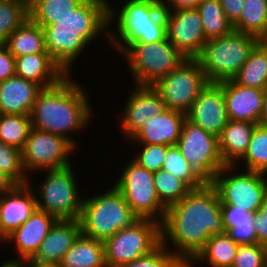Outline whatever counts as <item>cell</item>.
Segmentation results:
<instances>
[{"label": "cell", "mask_w": 267, "mask_h": 267, "mask_svg": "<svg viewBox=\"0 0 267 267\" xmlns=\"http://www.w3.org/2000/svg\"><path fill=\"white\" fill-rule=\"evenodd\" d=\"M120 171L114 186L122 193L130 209L140 219L163 222L166 207L160 202L155 186L154 173L141 167L133 159Z\"/></svg>", "instance_id": "10"}, {"label": "cell", "mask_w": 267, "mask_h": 267, "mask_svg": "<svg viewBox=\"0 0 267 267\" xmlns=\"http://www.w3.org/2000/svg\"><path fill=\"white\" fill-rule=\"evenodd\" d=\"M167 38L186 58L196 59L207 42L197 8L165 11Z\"/></svg>", "instance_id": "15"}, {"label": "cell", "mask_w": 267, "mask_h": 267, "mask_svg": "<svg viewBox=\"0 0 267 267\" xmlns=\"http://www.w3.org/2000/svg\"><path fill=\"white\" fill-rule=\"evenodd\" d=\"M238 246L239 244L227 232L212 235L188 267H194L199 263L208 264L211 267H230L234 262Z\"/></svg>", "instance_id": "28"}, {"label": "cell", "mask_w": 267, "mask_h": 267, "mask_svg": "<svg viewBox=\"0 0 267 267\" xmlns=\"http://www.w3.org/2000/svg\"><path fill=\"white\" fill-rule=\"evenodd\" d=\"M60 264L62 267H106L103 241L81 233Z\"/></svg>", "instance_id": "26"}, {"label": "cell", "mask_w": 267, "mask_h": 267, "mask_svg": "<svg viewBox=\"0 0 267 267\" xmlns=\"http://www.w3.org/2000/svg\"><path fill=\"white\" fill-rule=\"evenodd\" d=\"M37 209L36 196L29 184L16 185L0 197V238L4 240L25 223Z\"/></svg>", "instance_id": "20"}, {"label": "cell", "mask_w": 267, "mask_h": 267, "mask_svg": "<svg viewBox=\"0 0 267 267\" xmlns=\"http://www.w3.org/2000/svg\"><path fill=\"white\" fill-rule=\"evenodd\" d=\"M15 76V57L5 44H0V81Z\"/></svg>", "instance_id": "45"}, {"label": "cell", "mask_w": 267, "mask_h": 267, "mask_svg": "<svg viewBox=\"0 0 267 267\" xmlns=\"http://www.w3.org/2000/svg\"><path fill=\"white\" fill-rule=\"evenodd\" d=\"M226 232L238 244L258 243L253 222H250V225L231 226Z\"/></svg>", "instance_id": "43"}, {"label": "cell", "mask_w": 267, "mask_h": 267, "mask_svg": "<svg viewBox=\"0 0 267 267\" xmlns=\"http://www.w3.org/2000/svg\"><path fill=\"white\" fill-rule=\"evenodd\" d=\"M185 120V113L166 109L150 118L129 141L135 144L176 145Z\"/></svg>", "instance_id": "22"}, {"label": "cell", "mask_w": 267, "mask_h": 267, "mask_svg": "<svg viewBox=\"0 0 267 267\" xmlns=\"http://www.w3.org/2000/svg\"><path fill=\"white\" fill-rule=\"evenodd\" d=\"M164 11L196 8L201 0H161Z\"/></svg>", "instance_id": "47"}, {"label": "cell", "mask_w": 267, "mask_h": 267, "mask_svg": "<svg viewBox=\"0 0 267 267\" xmlns=\"http://www.w3.org/2000/svg\"><path fill=\"white\" fill-rule=\"evenodd\" d=\"M162 170L183 180L191 189H197L206 184L182 156L177 145L169 146L167 148Z\"/></svg>", "instance_id": "36"}, {"label": "cell", "mask_w": 267, "mask_h": 267, "mask_svg": "<svg viewBox=\"0 0 267 267\" xmlns=\"http://www.w3.org/2000/svg\"><path fill=\"white\" fill-rule=\"evenodd\" d=\"M259 43V38L233 30L227 35L207 40L196 58L209 83L233 79Z\"/></svg>", "instance_id": "6"}, {"label": "cell", "mask_w": 267, "mask_h": 267, "mask_svg": "<svg viewBox=\"0 0 267 267\" xmlns=\"http://www.w3.org/2000/svg\"><path fill=\"white\" fill-rule=\"evenodd\" d=\"M186 119L219 137L229 121L222 87L208 83L186 113Z\"/></svg>", "instance_id": "17"}, {"label": "cell", "mask_w": 267, "mask_h": 267, "mask_svg": "<svg viewBox=\"0 0 267 267\" xmlns=\"http://www.w3.org/2000/svg\"><path fill=\"white\" fill-rule=\"evenodd\" d=\"M122 267H188V264L161 243L148 255L124 264Z\"/></svg>", "instance_id": "39"}, {"label": "cell", "mask_w": 267, "mask_h": 267, "mask_svg": "<svg viewBox=\"0 0 267 267\" xmlns=\"http://www.w3.org/2000/svg\"><path fill=\"white\" fill-rule=\"evenodd\" d=\"M88 196H83L79 219L82 234L88 237L104 241L140 220L114 185L99 195Z\"/></svg>", "instance_id": "5"}, {"label": "cell", "mask_w": 267, "mask_h": 267, "mask_svg": "<svg viewBox=\"0 0 267 267\" xmlns=\"http://www.w3.org/2000/svg\"><path fill=\"white\" fill-rule=\"evenodd\" d=\"M236 167L225 165L211 184L219 194L221 205L237 206L255 213L261 208L267 192V174L250 170L237 172Z\"/></svg>", "instance_id": "11"}, {"label": "cell", "mask_w": 267, "mask_h": 267, "mask_svg": "<svg viewBox=\"0 0 267 267\" xmlns=\"http://www.w3.org/2000/svg\"><path fill=\"white\" fill-rule=\"evenodd\" d=\"M16 185L10 177L0 171V197L10 192Z\"/></svg>", "instance_id": "48"}, {"label": "cell", "mask_w": 267, "mask_h": 267, "mask_svg": "<svg viewBox=\"0 0 267 267\" xmlns=\"http://www.w3.org/2000/svg\"><path fill=\"white\" fill-rule=\"evenodd\" d=\"M176 145L182 156L206 183H211L225 166L219 151L218 137L187 119Z\"/></svg>", "instance_id": "13"}, {"label": "cell", "mask_w": 267, "mask_h": 267, "mask_svg": "<svg viewBox=\"0 0 267 267\" xmlns=\"http://www.w3.org/2000/svg\"><path fill=\"white\" fill-rule=\"evenodd\" d=\"M41 89L36 82L16 75L0 81V114L30 115Z\"/></svg>", "instance_id": "23"}, {"label": "cell", "mask_w": 267, "mask_h": 267, "mask_svg": "<svg viewBox=\"0 0 267 267\" xmlns=\"http://www.w3.org/2000/svg\"><path fill=\"white\" fill-rule=\"evenodd\" d=\"M84 0H28L29 18L38 25L56 24V20L73 13Z\"/></svg>", "instance_id": "29"}, {"label": "cell", "mask_w": 267, "mask_h": 267, "mask_svg": "<svg viewBox=\"0 0 267 267\" xmlns=\"http://www.w3.org/2000/svg\"><path fill=\"white\" fill-rule=\"evenodd\" d=\"M243 169L267 174V127L257 124L245 155L239 160Z\"/></svg>", "instance_id": "34"}, {"label": "cell", "mask_w": 267, "mask_h": 267, "mask_svg": "<svg viewBox=\"0 0 267 267\" xmlns=\"http://www.w3.org/2000/svg\"><path fill=\"white\" fill-rule=\"evenodd\" d=\"M28 267L27 262L25 261H18V260H7L6 262H1L0 267Z\"/></svg>", "instance_id": "49"}, {"label": "cell", "mask_w": 267, "mask_h": 267, "mask_svg": "<svg viewBox=\"0 0 267 267\" xmlns=\"http://www.w3.org/2000/svg\"><path fill=\"white\" fill-rule=\"evenodd\" d=\"M76 147L65 137L31 128L21 151L23 168L32 171L61 169L70 166L69 159Z\"/></svg>", "instance_id": "14"}, {"label": "cell", "mask_w": 267, "mask_h": 267, "mask_svg": "<svg viewBox=\"0 0 267 267\" xmlns=\"http://www.w3.org/2000/svg\"><path fill=\"white\" fill-rule=\"evenodd\" d=\"M28 18V0H0V44Z\"/></svg>", "instance_id": "35"}, {"label": "cell", "mask_w": 267, "mask_h": 267, "mask_svg": "<svg viewBox=\"0 0 267 267\" xmlns=\"http://www.w3.org/2000/svg\"><path fill=\"white\" fill-rule=\"evenodd\" d=\"M225 232L219 194L211 183H206L166 208L161 243L189 264L212 235Z\"/></svg>", "instance_id": "1"}, {"label": "cell", "mask_w": 267, "mask_h": 267, "mask_svg": "<svg viewBox=\"0 0 267 267\" xmlns=\"http://www.w3.org/2000/svg\"><path fill=\"white\" fill-rule=\"evenodd\" d=\"M233 80L243 86L267 88V51L257 44Z\"/></svg>", "instance_id": "30"}, {"label": "cell", "mask_w": 267, "mask_h": 267, "mask_svg": "<svg viewBox=\"0 0 267 267\" xmlns=\"http://www.w3.org/2000/svg\"><path fill=\"white\" fill-rule=\"evenodd\" d=\"M253 223L257 234V242L267 246V192L261 208L254 213Z\"/></svg>", "instance_id": "44"}, {"label": "cell", "mask_w": 267, "mask_h": 267, "mask_svg": "<svg viewBox=\"0 0 267 267\" xmlns=\"http://www.w3.org/2000/svg\"><path fill=\"white\" fill-rule=\"evenodd\" d=\"M115 8L108 1V42L118 52L126 44L154 43L167 38L161 0H127L119 11ZM112 24H116L113 28L117 30L110 28Z\"/></svg>", "instance_id": "4"}, {"label": "cell", "mask_w": 267, "mask_h": 267, "mask_svg": "<svg viewBox=\"0 0 267 267\" xmlns=\"http://www.w3.org/2000/svg\"><path fill=\"white\" fill-rule=\"evenodd\" d=\"M138 147L136 156L132 158L141 167L150 172L162 170V165L167 152V145L158 144H136ZM140 145V146H139ZM140 148V149H139Z\"/></svg>", "instance_id": "40"}, {"label": "cell", "mask_w": 267, "mask_h": 267, "mask_svg": "<svg viewBox=\"0 0 267 267\" xmlns=\"http://www.w3.org/2000/svg\"><path fill=\"white\" fill-rule=\"evenodd\" d=\"M259 44L267 51V31L259 38Z\"/></svg>", "instance_id": "52"}, {"label": "cell", "mask_w": 267, "mask_h": 267, "mask_svg": "<svg viewBox=\"0 0 267 267\" xmlns=\"http://www.w3.org/2000/svg\"><path fill=\"white\" fill-rule=\"evenodd\" d=\"M134 86L120 115L121 136L126 138L125 141H129L150 118L167 109L162 97L152 85Z\"/></svg>", "instance_id": "16"}, {"label": "cell", "mask_w": 267, "mask_h": 267, "mask_svg": "<svg viewBox=\"0 0 267 267\" xmlns=\"http://www.w3.org/2000/svg\"><path fill=\"white\" fill-rule=\"evenodd\" d=\"M208 83L198 60L185 59L152 86L162 97L167 109L186 114Z\"/></svg>", "instance_id": "12"}, {"label": "cell", "mask_w": 267, "mask_h": 267, "mask_svg": "<svg viewBox=\"0 0 267 267\" xmlns=\"http://www.w3.org/2000/svg\"><path fill=\"white\" fill-rule=\"evenodd\" d=\"M223 216V226L225 231L231 226L250 225L253 222L254 213L248 212L245 209L237 208V206L221 205Z\"/></svg>", "instance_id": "42"}, {"label": "cell", "mask_w": 267, "mask_h": 267, "mask_svg": "<svg viewBox=\"0 0 267 267\" xmlns=\"http://www.w3.org/2000/svg\"><path fill=\"white\" fill-rule=\"evenodd\" d=\"M256 123L229 120L218 137L219 151L225 165H238L245 155Z\"/></svg>", "instance_id": "25"}, {"label": "cell", "mask_w": 267, "mask_h": 267, "mask_svg": "<svg viewBox=\"0 0 267 267\" xmlns=\"http://www.w3.org/2000/svg\"><path fill=\"white\" fill-rule=\"evenodd\" d=\"M154 186L160 202L166 208L180 202L192 190L183 180L164 170L154 173Z\"/></svg>", "instance_id": "37"}, {"label": "cell", "mask_w": 267, "mask_h": 267, "mask_svg": "<svg viewBox=\"0 0 267 267\" xmlns=\"http://www.w3.org/2000/svg\"><path fill=\"white\" fill-rule=\"evenodd\" d=\"M70 76L39 91L30 118L33 128L65 137L77 148V141L69 135L88 127L93 109L86 90Z\"/></svg>", "instance_id": "3"}, {"label": "cell", "mask_w": 267, "mask_h": 267, "mask_svg": "<svg viewBox=\"0 0 267 267\" xmlns=\"http://www.w3.org/2000/svg\"><path fill=\"white\" fill-rule=\"evenodd\" d=\"M260 125L267 127V88L265 89V94H264V109L262 117L260 119Z\"/></svg>", "instance_id": "50"}, {"label": "cell", "mask_w": 267, "mask_h": 267, "mask_svg": "<svg viewBox=\"0 0 267 267\" xmlns=\"http://www.w3.org/2000/svg\"><path fill=\"white\" fill-rule=\"evenodd\" d=\"M28 267H62L60 263L50 264H28Z\"/></svg>", "instance_id": "51"}, {"label": "cell", "mask_w": 267, "mask_h": 267, "mask_svg": "<svg viewBox=\"0 0 267 267\" xmlns=\"http://www.w3.org/2000/svg\"><path fill=\"white\" fill-rule=\"evenodd\" d=\"M232 267H267V246L239 244Z\"/></svg>", "instance_id": "41"}, {"label": "cell", "mask_w": 267, "mask_h": 267, "mask_svg": "<svg viewBox=\"0 0 267 267\" xmlns=\"http://www.w3.org/2000/svg\"><path fill=\"white\" fill-rule=\"evenodd\" d=\"M0 171L17 185H25L30 181L23 168L21 150L2 141H0Z\"/></svg>", "instance_id": "38"}, {"label": "cell", "mask_w": 267, "mask_h": 267, "mask_svg": "<svg viewBox=\"0 0 267 267\" xmlns=\"http://www.w3.org/2000/svg\"><path fill=\"white\" fill-rule=\"evenodd\" d=\"M106 267H122L148 255L161 244V223L140 219L103 241Z\"/></svg>", "instance_id": "9"}, {"label": "cell", "mask_w": 267, "mask_h": 267, "mask_svg": "<svg viewBox=\"0 0 267 267\" xmlns=\"http://www.w3.org/2000/svg\"><path fill=\"white\" fill-rule=\"evenodd\" d=\"M196 8L202 19L207 40L223 37L234 30L219 0H201Z\"/></svg>", "instance_id": "31"}, {"label": "cell", "mask_w": 267, "mask_h": 267, "mask_svg": "<svg viewBox=\"0 0 267 267\" xmlns=\"http://www.w3.org/2000/svg\"><path fill=\"white\" fill-rule=\"evenodd\" d=\"M81 233L79 220H57L27 264L61 263Z\"/></svg>", "instance_id": "21"}, {"label": "cell", "mask_w": 267, "mask_h": 267, "mask_svg": "<svg viewBox=\"0 0 267 267\" xmlns=\"http://www.w3.org/2000/svg\"><path fill=\"white\" fill-rule=\"evenodd\" d=\"M57 220L55 216L36 209L25 223L3 240L7 244L11 242L18 253V259L12 258L10 260L28 262L36 254L40 244Z\"/></svg>", "instance_id": "19"}, {"label": "cell", "mask_w": 267, "mask_h": 267, "mask_svg": "<svg viewBox=\"0 0 267 267\" xmlns=\"http://www.w3.org/2000/svg\"><path fill=\"white\" fill-rule=\"evenodd\" d=\"M15 75L46 88L57 84L67 74L48 53H37L16 57Z\"/></svg>", "instance_id": "24"}, {"label": "cell", "mask_w": 267, "mask_h": 267, "mask_svg": "<svg viewBox=\"0 0 267 267\" xmlns=\"http://www.w3.org/2000/svg\"><path fill=\"white\" fill-rule=\"evenodd\" d=\"M224 14L234 25L240 18L245 0H219Z\"/></svg>", "instance_id": "46"}, {"label": "cell", "mask_w": 267, "mask_h": 267, "mask_svg": "<svg viewBox=\"0 0 267 267\" xmlns=\"http://www.w3.org/2000/svg\"><path fill=\"white\" fill-rule=\"evenodd\" d=\"M73 169L71 164L61 169L43 170L47 171V175L41 185L32 186L28 182L35 193L37 209L55 216L58 220L80 219L84 199L80 196Z\"/></svg>", "instance_id": "7"}, {"label": "cell", "mask_w": 267, "mask_h": 267, "mask_svg": "<svg viewBox=\"0 0 267 267\" xmlns=\"http://www.w3.org/2000/svg\"><path fill=\"white\" fill-rule=\"evenodd\" d=\"M5 45L15 58L28 54L47 53L44 30L30 18L10 34Z\"/></svg>", "instance_id": "27"}, {"label": "cell", "mask_w": 267, "mask_h": 267, "mask_svg": "<svg viewBox=\"0 0 267 267\" xmlns=\"http://www.w3.org/2000/svg\"><path fill=\"white\" fill-rule=\"evenodd\" d=\"M218 84L223 89L229 120L260 124L264 109V89L246 87L233 79Z\"/></svg>", "instance_id": "18"}, {"label": "cell", "mask_w": 267, "mask_h": 267, "mask_svg": "<svg viewBox=\"0 0 267 267\" xmlns=\"http://www.w3.org/2000/svg\"><path fill=\"white\" fill-rule=\"evenodd\" d=\"M32 128L30 115L0 114V141L22 151Z\"/></svg>", "instance_id": "33"}, {"label": "cell", "mask_w": 267, "mask_h": 267, "mask_svg": "<svg viewBox=\"0 0 267 267\" xmlns=\"http://www.w3.org/2000/svg\"><path fill=\"white\" fill-rule=\"evenodd\" d=\"M118 53L127 61L135 85H153L186 59L168 38L154 43L126 44Z\"/></svg>", "instance_id": "8"}, {"label": "cell", "mask_w": 267, "mask_h": 267, "mask_svg": "<svg viewBox=\"0 0 267 267\" xmlns=\"http://www.w3.org/2000/svg\"><path fill=\"white\" fill-rule=\"evenodd\" d=\"M42 28L46 52L66 74H71L84 48L103 33L108 39V0H84L73 13Z\"/></svg>", "instance_id": "2"}, {"label": "cell", "mask_w": 267, "mask_h": 267, "mask_svg": "<svg viewBox=\"0 0 267 267\" xmlns=\"http://www.w3.org/2000/svg\"><path fill=\"white\" fill-rule=\"evenodd\" d=\"M234 30L260 38L267 31V0H245Z\"/></svg>", "instance_id": "32"}]
</instances>
